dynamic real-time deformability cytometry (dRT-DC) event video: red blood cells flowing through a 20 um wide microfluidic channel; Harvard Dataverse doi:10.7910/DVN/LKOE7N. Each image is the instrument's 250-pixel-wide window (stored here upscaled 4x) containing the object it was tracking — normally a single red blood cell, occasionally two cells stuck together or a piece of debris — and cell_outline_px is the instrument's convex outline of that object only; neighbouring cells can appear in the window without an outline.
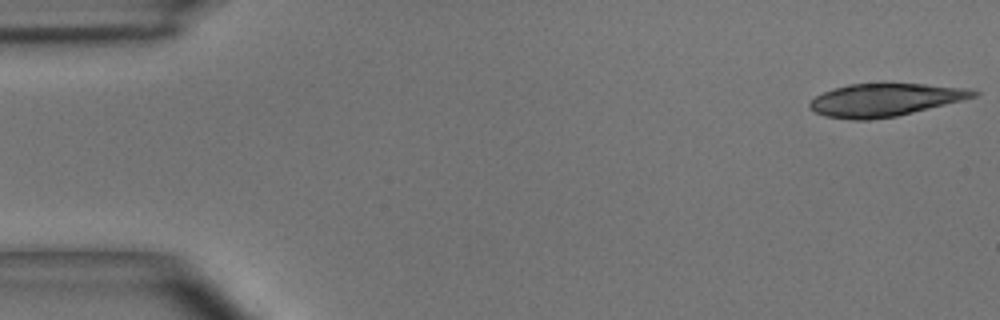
{"species": "common noctule bat (a hibernating species)", "species_latin": "Nyctalus noctula", "temperature_condition": "room temperature", "stored_images_in_passage": 17, "camera_frame_rate_fps": 3000, "um_per_image_px": 0.085, "animal": {"sex": "male", "body_mass_g": 15.6}, "frame": {"image": 1, "passage_image": 1, "time_ms": 0.0, "image_size_px": [1000, 320], "cell_outline_px": [[980, 92], [976, 96], [896, 116], [868, 120], [852, 120], [824, 116], [808, 108], [808, 104], [816, 96], [824, 92], [848, 84], [880, 80], [968, 88]], "centroid_in_image_um": [75.17, 8.44], "position_along_channel_um": 9.8, "area_um2": 31.91}}